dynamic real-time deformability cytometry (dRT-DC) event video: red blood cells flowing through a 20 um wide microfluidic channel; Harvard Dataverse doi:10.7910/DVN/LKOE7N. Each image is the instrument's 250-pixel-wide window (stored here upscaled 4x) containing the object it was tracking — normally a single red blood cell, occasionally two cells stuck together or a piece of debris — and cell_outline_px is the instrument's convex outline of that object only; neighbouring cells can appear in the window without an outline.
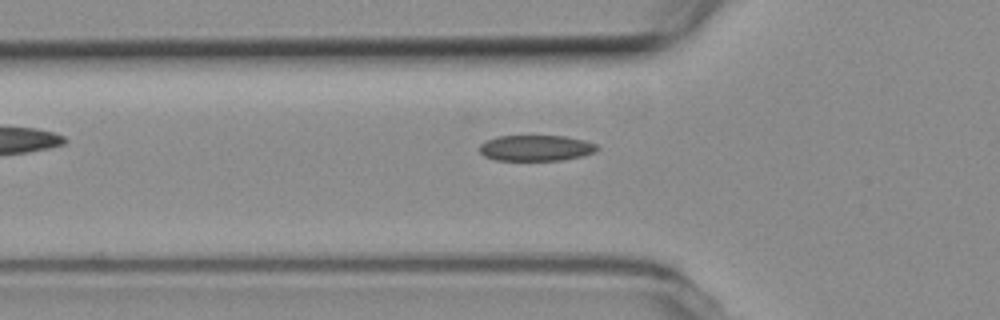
{"species": "common noctule bat (a hibernating species)", "species_latin": "Nyctalus noctula", "temperature_condition": "room temperature", "stored_images_in_passage": 7, "camera_frame_rate_fps": 3000, "um_per_image_px": 0.085, "animal": {"sex": "female", "body_mass_g": 19.3, "forearm_length_mm": 54.1}, "frame": {"image": 1, "passage_image": 5, "time_ms": 1.333, "image_size_px": [1000, 320], "cell_outline_px": [[600, 148], [596, 152], [564, 160], [496, 160], [484, 156], [480, 152], [480, 144], [496, 136], [564, 136], [584, 140], [596, 144]], "centroid_in_image_um": [45.57, 12.58], "position_along_channel_um": 80.2, "area_um2": 17.69}}
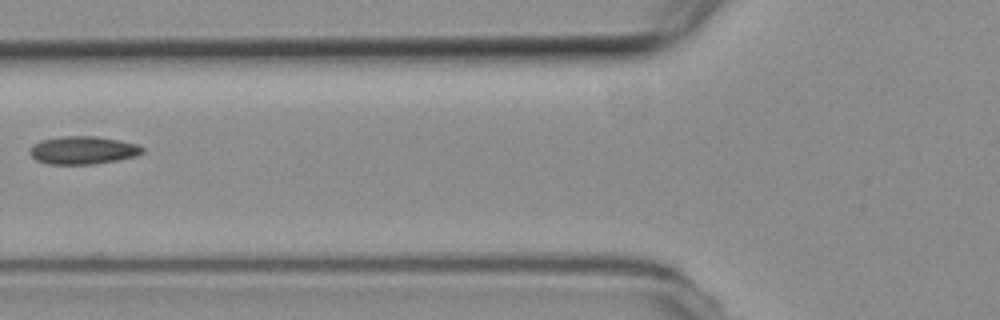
{"frame": {"image": 2, "passage_image": 6, "time_ms": 1.667, "image_size_px": [1000, 320], "cell_outline_px": [[144, 152], [136, 156], [96, 164], [48, 164], [36, 160], [28, 152], [40, 140], [64, 136], [96, 136], [136, 144], [144, 148]], "centroid_in_image_um": [7.05, 12.77], "position_along_channel_um": 118.7, "area_um2": 18.15}}
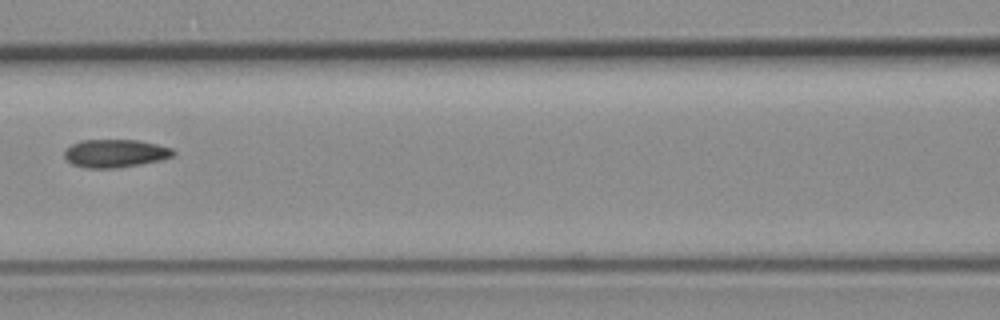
{"frame": {"image": 3, "passage_image": 7, "time_ms": 2.0, "image_size_px": [1000, 320], "cell_outline_px": [[176, 152], [172, 156], [160, 160], [140, 164], [116, 168], [84, 168], [72, 164], [64, 156], [64, 152], [72, 144], [80, 140], [136, 140], [156, 144], [172, 148]], "centroid_in_image_um": [9.78, 13.04], "position_along_channel_um": 156.8, "area_um2": 17.69}}